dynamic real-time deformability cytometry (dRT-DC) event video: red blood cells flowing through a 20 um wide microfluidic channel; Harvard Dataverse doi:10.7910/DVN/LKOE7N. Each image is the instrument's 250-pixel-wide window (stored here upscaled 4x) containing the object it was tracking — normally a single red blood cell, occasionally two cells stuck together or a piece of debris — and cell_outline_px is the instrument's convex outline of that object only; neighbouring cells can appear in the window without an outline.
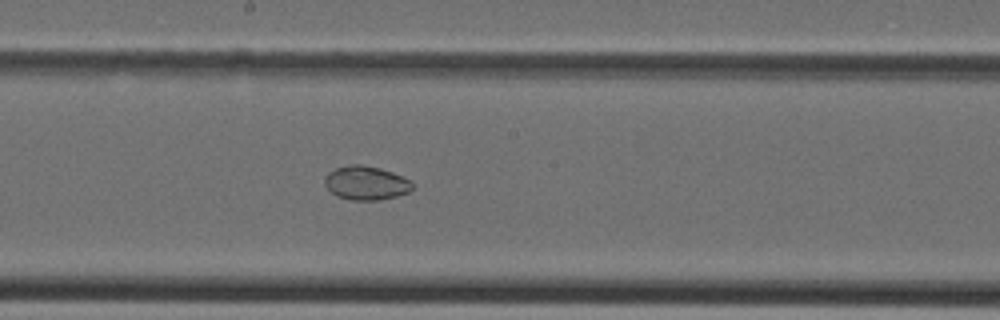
{"species": "Egyptian fruit bat (a non-hibernating species)", "species_latin": "Rousettus aegyptiacus", "temperature_condition": "cold", "stored_images_in_passage": 32, "camera_frame_rate_fps": 3000, "um_per_image_px": 0.085, "animal": {"sex": "female"}, "frame": {"image": 1, "passage_image": 14, "time_ms": 4.333, "image_size_px": [1000, 320], "cell_outline_px": [[412, 188], [408, 192], [396, 196], [380, 200], [352, 200], [336, 196], [324, 184], [324, 176], [328, 172], [336, 168], [352, 164], [360, 164], [380, 168], [392, 172], [412, 180]], "centroid_in_image_um": [31.1, 15.55], "position_along_channel_um": 217.1, "area_um2": 17.34}}